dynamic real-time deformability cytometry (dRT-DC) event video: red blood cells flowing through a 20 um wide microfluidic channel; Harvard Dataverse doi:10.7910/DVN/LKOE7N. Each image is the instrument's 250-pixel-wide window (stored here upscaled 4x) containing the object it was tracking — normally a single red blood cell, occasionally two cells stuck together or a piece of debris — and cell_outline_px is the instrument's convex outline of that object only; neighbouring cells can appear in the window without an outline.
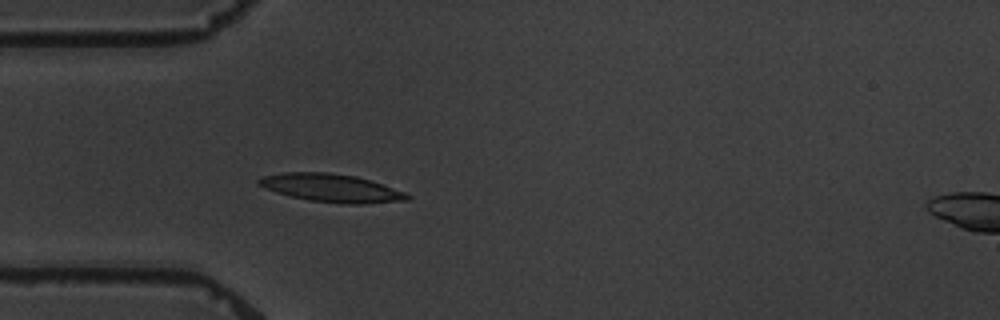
{"species": "common noctule bat (a hibernating species)", "species_latin": "Nyctalus noctula", "temperature_condition": "warm", "stored_images_in_passage": 4, "camera_frame_rate_fps": 3000, "um_per_image_px": 0.085, "animal": {"sex": "male", "body_mass_g": 19.5, "forearm_length_mm": 54.6}, "frame": {"image": 1, "passage_image": 4, "time_ms": 5.0, "image_size_px": [1000, 320], "cell_outline_px": [[412, 196], [408, 200], [364, 204], [344, 204], [308, 200], [276, 192], [264, 188], [256, 184], [256, 180], [264, 176], [284, 172], [328, 172], [356, 176], [404, 192]], "centroid_in_image_um": [28.13, 15.98], "position_along_channel_um": 56.9, "area_um2": 24.16}}